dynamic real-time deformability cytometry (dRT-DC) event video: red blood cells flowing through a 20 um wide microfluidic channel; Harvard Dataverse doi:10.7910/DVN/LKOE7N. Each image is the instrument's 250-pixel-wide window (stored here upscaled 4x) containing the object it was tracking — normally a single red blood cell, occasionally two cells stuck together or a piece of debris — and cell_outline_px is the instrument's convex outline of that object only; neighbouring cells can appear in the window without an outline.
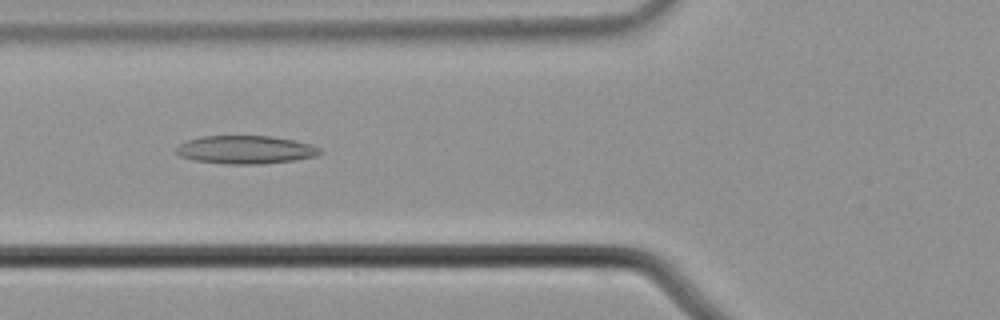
{"species": "common noctule bat (a hibernating species)", "species_latin": "Nyctalus noctula", "temperature_condition": "cold", "stored_images_in_passage": 5, "camera_frame_rate_fps": 3000, "um_per_image_px": 0.085, "animal": {"sex": "male", "body_mass_g": 21.5, "forearm_length_mm": 52.0}, "frame": {"image": 1, "passage_image": 5, "time_ms": 1.333, "image_size_px": [1000, 320], "cell_outline_px": [[324, 152], [316, 156], [296, 160], [264, 164], [224, 164], [196, 160], [180, 156], [176, 152], [176, 148], [180, 144], [188, 140], [200, 136], [268, 136], [292, 140], [312, 144], [320, 148]], "centroid_in_image_um": [20.91, 12.73], "position_along_channel_um": 104.9, "area_um2": 23.64}}